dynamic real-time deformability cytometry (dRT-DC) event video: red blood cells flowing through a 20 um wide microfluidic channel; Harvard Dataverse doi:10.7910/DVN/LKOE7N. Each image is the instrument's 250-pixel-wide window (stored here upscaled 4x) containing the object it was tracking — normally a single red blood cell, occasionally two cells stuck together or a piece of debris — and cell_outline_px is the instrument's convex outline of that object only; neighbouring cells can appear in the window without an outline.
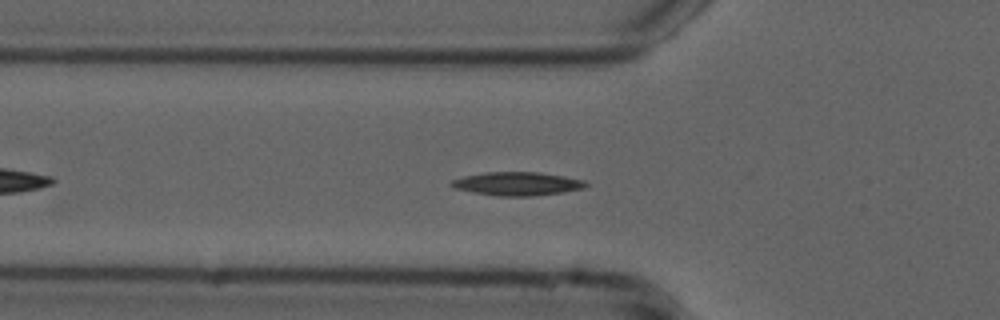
{"species": "common noctule bat (a hibernating species)", "species_latin": "Nyctalus noctula", "temperature_condition": "cold", "stored_images_in_passage": 35, "camera_frame_rate_fps": 3000, "um_per_image_px": 0.085, "animal": {"sex": "male", "forearm_length_mm": 52.5}, "frame": {"image": 1, "passage_image": 9, "time_ms": 2.667, "image_size_px": [1000, 320], "cell_outline_px": [[588, 184], [584, 188], [564, 192], [532, 196], [500, 196], [472, 192], [456, 188], [448, 184], [452, 180], [464, 176], [484, 172], [540, 172], [564, 176], [584, 180]], "centroid_in_image_um": [43.98, 15.61], "position_along_channel_um": 81.8, "area_um2": 18.38}}
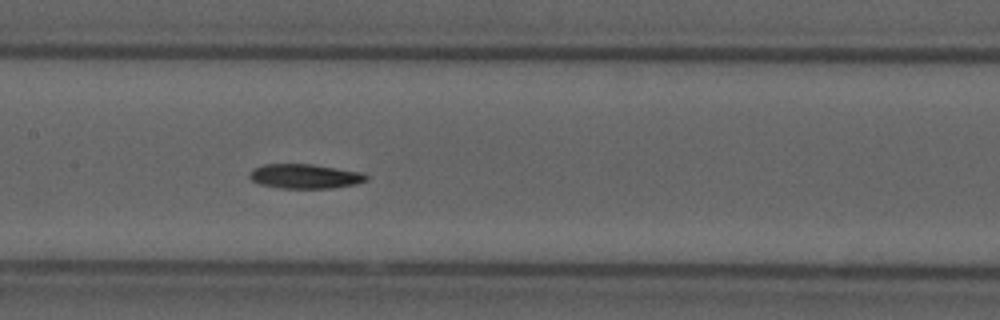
{"frame": {"image": 2, "passage_image": 17, "time_ms": 5.333, "image_size_px": [1000, 320], "cell_outline_px": [[368, 180], [356, 184], [332, 188], [280, 188], [260, 184], [252, 180], [248, 176], [252, 168], [264, 164], [312, 164], [360, 172], [368, 176]], "centroid_in_image_um": [25.9, 14.98], "position_along_channel_um": 181.5, "area_um2": 16.65}}
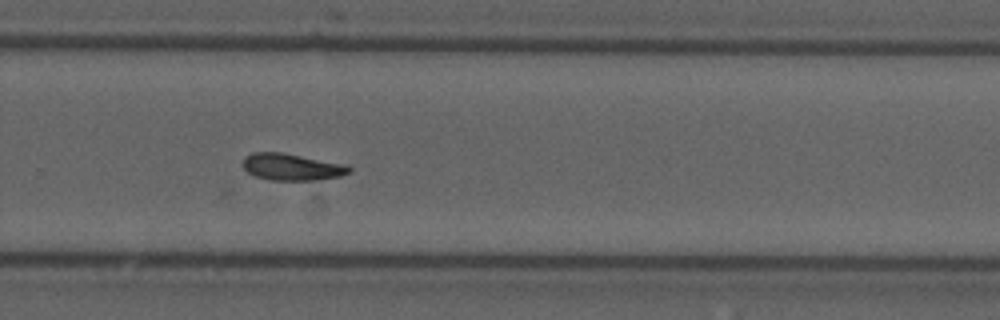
{"frame": {"image": 3, "passage_image": 27, "time_ms": 8.667, "image_size_px": [1000, 320], "cell_outline_px": [[352, 172], [340, 176], [316, 180], [272, 180], [256, 176], [248, 172], [244, 168], [244, 156], [252, 152], [280, 152], [344, 164], [352, 168]], "centroid_in_image_um": [24.81, 14.19], "position_along_channel_um": 305.0, "area_um2": 16.42}, "authors_computed_cell_mechanics": {"area_um2": 16.6464, "velocity_mm_per_s": 3.7269, "shape_relaxation_time_tau1_ms": 7.1125, "shape_relaxation_time_tau2_ms": null, "deformation_change_tau1": 0.1791, "deformation_change_tau2": null}}